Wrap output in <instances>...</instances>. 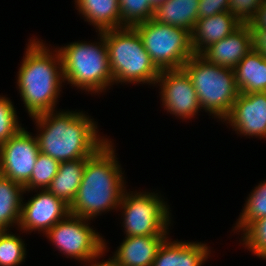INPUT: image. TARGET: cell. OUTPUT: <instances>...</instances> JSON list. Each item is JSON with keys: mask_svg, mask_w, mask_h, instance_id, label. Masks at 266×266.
<instances>
[{"mask_svg": "<svg viewBox=\"0 0 266 266\" xmlns=\"http://www.w3.org/2000/svg\"><path fill=\"white\" fill-rule=\"evenodd\" d=\"M30 118L37 126L40 153L59 162L87 159L108 141L99 135L97 122L83 111L59 109Z\"/></svg>", "mask_w": 266, "mask_h": 266, "instance_id": "6da1fadb", "label": "cell"}, {"mask_svg": "<svg viewBox=\"0 0 266 266\" xmlns=\"http://www.w3.org/2000/svg\"><path fill=\"white\" fill-rule=\"evenodd\" d=\"M112 143L108 140L86 159L79 190L69 206L70 214L91 220L118 209L126 180Z\"/></svg>", "mask_w": 266, "mask_h": 266, "instance_id": "7a4b0ae2", "label": "cell"}, {"mask_svg": "<svg viewBox=\"0 0 266 266\" xmlns=\"http://www.w3.org/2000/svg\"><path fill=\"white\" fill-rule=\"evenodd\" d=\"M45 45L43 40L30 39L17 72V89L29 117L56 111L62 83H66L59 51Z\"/></svg>", "mask_w": 266, "mask_h": 266, "instance_id": "3957f363", "label": "cell"}, {"mask_svg": "<svg viewBox=\"0 0 266 266\" xmlns=\"http://www.w3.org/2000/svg\"><path fill=\"white\" fill-rule=\"evenodd\" d=\"M98 37L99 42L75 41L57 47L64 81L91 94L105 92L114 84L103 32H98Z\"/></svg>", "mask_w": 266, "mask_h": 266, "instance_id": "277c9868", "label": "cell"}, {"mask_svg": "<svg viewBox=\"0 0 266 266\" xmlns=\"http://www.w3.org/2000/svg\"><path fill=\"white\" fill-rule=\"evenodd\" d=\"M109 66L115 84H151L155 86L160 70L145 50L133 27L103 31Z\"/></svg>", "mask_w": 266, "mask_h": 266, "instance_id": "5b68a950", "label": "cell"}, {"mask_svg": "<svg viewBox=\"0 0 266 266\" xmlns=\"http://www.w3.org/2000/svg\"><path fill=\"white\" fill-rule=\"evenodd\" d=\"M182 68L191 78L203 111L222 122L239 95L234 69L212 64L200 54L191 56Z\"/></svg>", "mask_w": 266, "mask_h": 266, "instance_id": "8992f818", "label": "cell"}, {"mask_svg": "<svg viewBox=\"0 0 266 266\" xmlns=\"http://www.w3.org/2000/svg\"><path fill=\"white\" fill-rule=\"evenodd\" d=\"M118 208L127 237L169 235L171 210L158 193L125 189Z\"/></svg>", "mask_w": 266, "mask_h": 266, "instance_id": "52a82bcc", "label": "cell"}, {"mask_svg": "<svg viewBox=\"0 0 266 266\" xmlns=\"http://www.w3.org/2000/svg\"><path fill=\"white\" fill-rule=\"evenodd\" d=\"M133 28L160 71L181 69L194 55L191 33L184 28L163 24L153 18Z\"/></svg>", "mask_w": 266, "mask_h": 266, "instance_id": "ba28073f", "label": "cell"}, {"mask_svg": "<svg viewBox=\"0 0 266 266\" xmlns=\"http://www.w3.org/2000/svg\"><path fill=\"white\" fill-rule=\"evenodd\" d=\"M89 219L69 214L44 235L66 257L89 263L107 251L106 239L90 227ZM106 250V251H105Z\"/></svg>", "mask_w": 266, "mask_h": 266, "instance_id": "9c48e42d", "label": "cell"}, {"mask_svg": "<svg viewBox=\"0 0 266 266\" xmlns=\"http://www.w3.org/2000/svg\"><path fill=\"white\" fill-rule=\"evenodd\" d=\"M156 84L161 90L162 105L170 114L187 120L196 117L201 111L197 92L191 78L183 68L162 70Z\"/></svg>", "mask_w": 266, "mask_h": 266, "instance_id": "30bf717a", "label": "cell"}, {"mask_svg": "<svg viewBox=\"0 0 266 266\" xmlns=\"http://www.w3.org/2000/svg\"><path fill=\"white\" fill-rule=\"evenodd\" d=\"M39 153L36 137L22 127L0 146V175L24 186L30 180Z\"/></svg>", "mask_w": 266, "mask_h": 266, "instance_id": "8fae6325", "label": "cell"}, {"mask_svg": "<svg viewBox=\"0 0 266 266\" xmlns=\"http://www.w3.org/2000/svg\"><path fill=\"white\" fill-rule=\"evenodd\" d=\"M70 214L69 205L47 189L39 190L27 202H22L17 230L24 233L37 231L45 234L56 223ZM40 231V232H39Z\"/></svg>", "mask_w": 266, "mask_h": 266, "instance_id": "7c38bea8", "label": "cell"}, {"mask_svg": "<svg viewBox=\"0 0 266 266\" xmlns=\"http://www.w3.org/2000/svg\"><path fill=\"white\" fill-rule=\"evenodd\" d=\"M222 122L241 136L266 138V92L239 93Z\"/></svg>", "mask_w": 266, "mask_h": 266, "instance_id": "4fadbf2b", "label": "cell"}, {"mask_svg": "<svg viewBox=\"0 0 266 266\" xmlns=\"http://www.w3.org/2000/svg\"><path fill=\"white\" fill-rule=\"evenodd\" d=\"M252 33L249 24H241L219 42L211 44L200 55L208 62L234 69L251 51Z\"/></svg>", "mask_w": 266, "mask_h": 266, "instance_id": "5bb4252c", "label": "cell"}, {"mask_svg": "<svg viewBox=\"0 0 266 266\" xmlns=\"http://www.w3.org/2000/svg\"><path fill=\"white\" fill-rule=\"evenodd\" d=\"M168 236H125L109 261L114 266H152Z\"/></svg>", "mask_w": 266, "mask_h": 266, "instance_id": "9a60e30c", "label": "cell"}, {"mask_svg": "<svg viewBox=\"0 0 266 266\" xmlns=\"http://www.w3.org/2000/svg\"><path fill=\"white\" fill-rule=\"evenodd\" d=\"M211 250L201 242L171 241L167 238L160 246L152 266H202Z\"/></svg>", "mask_w": 266, "mask_h": 266, "instance_id": "2e32d148", "label": "cell"}, {"mask_svg": "<svg viewBox=\"0 0 266 266\" xmlns=\"http://www.w3.org/2000/svg\"><path fill=\"white\" fill-rule=\"evenodd\" d=\"M240 25V21L231 12L226 11L197 19L191 32L192 51L194 54H201L211 44L219 42Z\"/></svg>", "mask_w": 266, "mask_h": 266, "instance_id": "e0dca14e", "label": "cell"}, {"mask_svg": "<svg viewBox=\"0 0 266 266\" xmlns=\"http://www.w3.org/2000/svg\"><path fill=\"white\" fill-rule=\"evenodd\" d=\"M76 9L84 20L103 32L120 29L119 0H74Z\"/></svg>", "mask_w": 266, "mask_h": 266, "instance_id": "ac0fdd59", "label": "cell"}, {"mask_svg": "<svg viewBox=\"0 0 266 266\" xmlns=\"http://www.w3.org/2000/svg\"><path fill=\"white\" fill-rule=\"evenodd\" d=\"M239 93L266 92V60L251 50L234 68Z\"/></svg>", "mask_w": 266, "mask_h": 266, "instance_id": "d6986e66", "label": "cell"}, {"mask_svg": "<svg viewBox=\"0 0 266 266\" xmlns=\"http://www.w3.org/2000/svg\"><path fill=\"white\" fill-rule=\"evenodd\" d=\"M198 6L199 0H167L154 9L153 19L191 33L198 19Z\"/></svg>", "mask_w": 266, "mask_h": 266, "instance_id": "ffe728a7", "label": "cell"}, {"mask_svg": "<svg viewBox=\"0 0 266 266\" xmlns=\"http://www.w3.org/2000/svg\"><path fill=\"white\" fill-rule=\"evenodd\" d=\"M85 163L86 159L60 162L58 173L47 190L70 206L79 190Z\"/></svg>", "mask_w": 266, "mask_h": 266, "instance_id": "44dd1931", "label": "cell"}, {"mask_svg": "<svg viewBox=\"0 0 266 266\" xmlns=\"http://www.w3.org/2000/svg\"><path fill=\"white\" fill-rule=\"evenodd\" d=\"M24 193L23 185L0 175V231L19 225Z\"/></svg>", "mask_w": 266, "mask_h": 266, "instance_id": "7402d4cb", "label": "cell"}, {"mask_svg": "<svg viewBox=\"0 0 266 266\" xmlns=\"http://www.w3.org/2000/svg\"><path fill=\"white\" fill-rule=\"evenodd\" d=\"M245 202L233 231H243L252 221L266 217V180L254 187Z\"/></svg>", "mask_w": 266, "mask_h": 266, "instance_id": "603a6c76", "label": "cell"}, {"mask_svg": "<svg viewBox=\"0 0 266 266\" xmlns=\"http://www.w3.org/2000/svg\"><path fill=\"white\" fill-rule=\"evenodd\" d=\"M60 162L52 157L39 153L30 180L24 185V190L28 193L47 189L53 178L58 173Z\"/></svg>", "mask_w": 266, "mask_h": 266, "instance_id": "cb8c5ba5", "label": "cell"}, {"mask_svg": "<svg viewBox=\"0 0 266 266\" xmlns=\"http://www.w3.org/2000/svg\"><path fill=\"white\" fill-rule=\"evenodd\" d=\"M120 28L134 27L153 18L154 7L149 0H119Z\"/></svg>", "mask_w": 266, "mask_h": 266, "instance_id": "d4e9b609", "label": "cell"}, {"mask_svg": "<svg viewBox=\"0 0 266 266\" xmlns=\"http://www.w3.org/2000/svg\"><path fill=\"white\" fill-rule=\"evenodd\" d=\"M25 247L20 235L16 236L11 231H0V266H19L25 262Z\"/></svg>", "mask_w": 266, "mask_h": 266, "instance_id": "484cf974", "label": "cell"}, {"mask_svg": "<svg viewBox=\"0 0 266 266\" xmlns=\"http://www.w3.org/2000/svg\"><path fill=\"white\" fill-rule=\"evenodd\" d=\"M241 236L243 245L262 260H266V217L252 221Z\"/></svg>", "mask_w": 266, "mask_h": 266, "instance_id": "4316f807", "label": "cell"}, {"mask_svg": "<svg viewBox=\"0 0 266 266\" xmlns=\"http://www.w3.org/2000/svg\"><path fill=\"white\" fill-rule=\"evenodd\" d=\"M12 103L10 98L0 95V146L22 128Z\"/></svg>", "mask_w": 266, "mask_h": 266, "instance_id": "83f0119b", "label": "cell"}, {"mask_svg": "<svg viewBox=\"0 0 266 266\" xmlns=\"http://www.w3.org/2000/svg\"><path fill=\"white\" fill-rule=\"evenodd\" d=\"M265 0H229L231 12L241 24H248Z\"/></svg>", "mask_w": 266, "mask_h": 266, "instance_id": "f1b7e54d", "label": "cell"}, {"mask_svg": "<svg viewBox=\"0 0 266 266\" xmlns=\"http://www.w3.org/2000/svg\"><path fill=\"white\" fill-rule=\"evenodd\" d=\"M229 12V0H199L198 19Z\"/></svg>", "mask_w": 266, "mask_h": 266, "instance_id": "f546056e", "label": "cell"}, {"mask_svg": "<svg viewBox=\"0 0 266 266\" xmlns=\"http://www.w3.org/2000/svg\"><path fill=\"white\" fill-rule=\"evenodd\" d=\"M253 50L266 60V29H250Z\"/></svg>", "mask_w": 266, "mask_h": 266, "instance_id": "4dcf8cb0", "label": "cell"}, {"mask_svg": "<svg viewBox=\"0 0 266 266\" xmlns=\"http://www.w3.org/2000/svg\"><path fill=\"white\" fill-rule=\"evenodd\" d=\"M248 24L250 29H266V0L259 7L254 18Z\"/></svg>", "mask_w": 266, "mask_h": 266, "instance_id": "1f68e13d", "label": "cell"}, {"mask_svg": "<svg viewBox=\"0 0 266 266\" xmlns=\"http://www.w3.org/2000/svg\"><path fill=\"white\" fill-rule=\"evenodd\" d=\"M89 265L90 266H114L109 260H107V261L104 260V262L95 261V263L92 262Z\"/></svg>", "mask_w": 266, "mask_h": 266, "instance_id": "d6a6232c", "label": "cell"}, {"mask_svg": "<svg viewBox=\"0 0 266 266\" xmlns=\"http://www.w3.org/2000/svg\"><path fill=\"white\" fill-rule=\"evenodd\" d=\"M165 1H167V0H149L150 4L154 8H156L159 4H161V3L165 2Z\"/></svg>", "mask_w": 266, "mask_h": 266, "instance_id": "836d02e7", "label": "cell"}]
</instances>
